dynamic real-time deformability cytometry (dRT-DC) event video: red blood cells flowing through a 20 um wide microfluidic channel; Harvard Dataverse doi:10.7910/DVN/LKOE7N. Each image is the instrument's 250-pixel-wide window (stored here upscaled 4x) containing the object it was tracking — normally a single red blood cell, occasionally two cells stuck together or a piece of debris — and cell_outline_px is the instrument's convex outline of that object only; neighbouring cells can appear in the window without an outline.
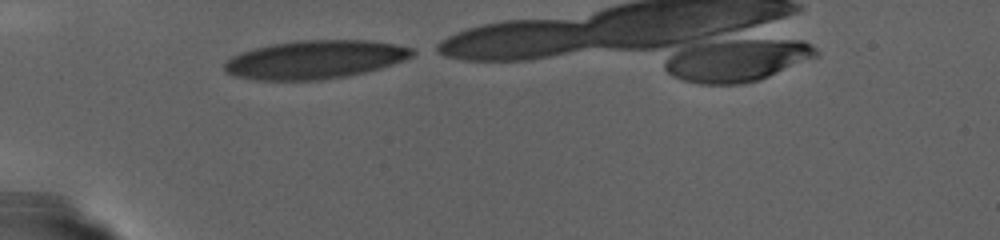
{"species": "human", "species_latin": "Homo sapiens", "temperature_condition": "warm", "stored_images_in_passage": 50, "camera_frame_rate_fps": 3000, "um_per_image_px": 0.085, "donor": {"sex": "female"}, "frame": {"image": 1, "passage_image": 1, "time_ms": 0.0, "image_size_px": [1000, 240], "cell_outline_px": [[420, 52], [404, 60], [380, 68], [364, 72], [344, 76], [320, 80], [256, 80], [236, 76], [228, 72], [224, 68], [224, 64], [232, 56], [240, 52], [272, 44], [296, 40], [372, 40], [396, 44], [412, 48]], "centroid_in_image_um": [26.82, 5.05], "position_along_channel_um": 58.2, "area_um2": 42.02}}
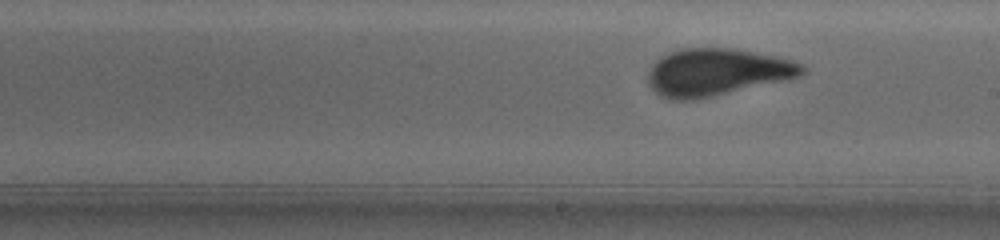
{"frame": {"image": 2, "passage_image": 27, "time_ms": 8.667, "image_size_px": [1000, 240], "cell_outline_px": [[808, 68], [800, 76], [788, 80], [696, 100], [668, 100], [660, 96], [648, 84], [648, 72], [652, 64], [660, 56], [668, 52], [680, 48], [728, 48], [776, 56], [792, 60], [804, 64]], "centroid_in_image_um": [60.93, 6.14], "position_along_channel_um": 228.1, "area_um2": 42.89}}
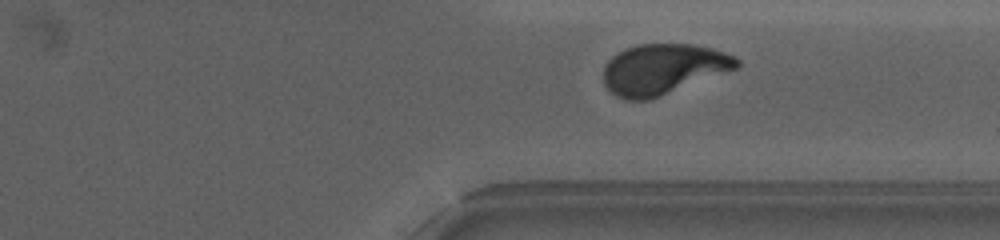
{"frame": {"image": 3, "passage_image": 45, "time_ms": 14.667, "image_size_px": [1000, 240], "cell_outline_px": [[740, 64], [736, 68], [648, 100], [628, 100], [616, 96], [604, 84], [604, 68], [608, 60], [612, 56], [628, 48], [640, 44], [692, 44], [712, 48], [736, 56], [740, 60]], "centroid_in_image_um": [56.36, 5.86], "position_along_channel_um": 355.0, "area_um2": 38.67}}